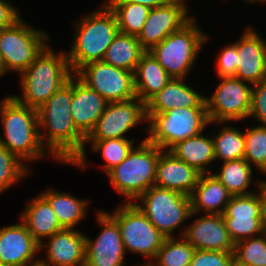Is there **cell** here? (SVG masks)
I'll return each instance as SVG.
<instances>
[{"label": "cell", "instance_id": "41", "mask_svg": "<svg viewBox=\"0 0 266 266\" xmlns=\"http://www.w3.org/2000/svg\"><path fill=\"white\" fill-rule=\"evenodd\" d=\"M21 17L9 2L0 0V30L15 25Z\"/></svg>", "mask_w": 266, "mask_h": 266}, {"label": "cell", "instance_id": "45", "mask_svg": "<svg viewBox=\"0 0 266 266\" xmlns=\"http://www.w3.org/2000/svg\"><path fill=\"white\" fill-rule=\"evenodd\" d=\"M229 266H248L247 264L241 263L239 262L237 259H235L234 257L232 258Z\"/></svg>", "mask_w": 266, "mask_h": 266}, {"label": "cell", "instance_id": "36", "mask_svg": "<svg viewBox=\"0 0 266 266\" xmlns=\"http://www.w3.org/2000/svg\"><path fill=\"white\" fill-rule=\"evenodd\" d=\"M252 238L235 243L234 258L248 266H266V238Z\"/></svg>", "mask_w": 266, "mask_h": 266}, {"label": "cell", "instance_id": "42", "mask_svg": "<svg viewBox=\"0 0 266 266\" xmlns=\"http://www.w3.org/2000/svg\"><path fill=\"white\" fill-rule=\"evenodd\" d=\"M172 0H109L108 3H134L142 4L152 9L155 7H161L168 4Z\"/></svg>", "mask_w": 266, "mask_h": 266}, {"label": "cell", "instance_id": "40", "mask_svg": "<svg viewBox=\"0 0 266 266\" xmlns=\"http://www.w3.org/2000/svg\"><path fill=\"white\" fill-rule=\"evenodd\" d=\"M220 54L218 63V75L219 77H235L238 67V50L237 43L231 44L226 47Z\"/></svg>", "mask_w": 266, "mask_h": 266}, {"label": "cell", "instance_id": "18", "mask_svg": "<svg viewBox=\"0 0 266 266\" xmlns=\"http://www.w3.org/2000/svg\"><path fill=\"white\" fill-rule=\"evenodd\" d=\"M107 105L108 102L99 93L72 74L71 115L75 127L85 138L93 130Z\"/></svg>", "mask_w": 266, "mask_h": 266}, {"label": "cell", "instance_id": "44", "mask_svg": "<svg viewBox=\"0 0 266 266\" xmlns=\"http://www.w3.org/2000/svg\"><path fill=\"white\" fill-rule=\"evenodd\" d=\"M26 266H49V265L43 262V260H38L36 262L33 261L32 263H29Z\"/></svg>", "mask_w": 266, "mask_h": 266}, {"label": "cell", "instance_id": "12", "mask_svg": "<svg viewBox=\"0 0 266 266\" xmlns=\"http://www.w3.org/2000/svg\"><path fill=\"white\" fill-rule=\"evenodd\" d=\"M211 98H205L209 122L223 123L249 116L251 91L236 77H223Z\"/></svg>", "mask_w": 266, "mask_h": 266}, {"label": "cell", "instance_id": "43", "mask_svg": "<svg viewBox=\"0 0 266 266\" xmlns=\"http://www.w3.org/2000/svg\"><path fill=\"white\" fill-rule=\"evenodd\" d=\"M260 198H261V214H262V225L266 232V182L260 181L259 183Z\"/></svg>", "mask_w": 266, "mask_h": 266}, {"label": "cell", "instance_id": "21", "mask_svg": "<svg viewBox=\"0 0 266 266\" xmlns=\"http://www.w3.org/2000/svg\"><path fill=\"white\" fill-rule=\"evenodd\" d=\"M47 245L39 244V249L48 247L49 266H85L86 236L73 229H62L53 234ZM52 264V265H51Z\"/></svg>", "mask_w": 266, "mask_h": 266}, {"label": "cell", "instance_id": "2", "mask_svg": "<svg viewBox=\"0 0 266 266\" xmlns=\"http://www.w3.org/2000/svg\"><path fill=\"white\" fill-rule=\"evenodd\" d=\"M6 141L1 139L11 153L20 160H36L43 156V135L38 129L37 109L22 105L12 96L5 98L0 105Z\"/></svg>", "mask_w": 266, "mask_h": 266}, {"label": "cell", "instance_id": "46", "mask_svg": "<svg viewBox=\"0 0 266 266\" xmlns=\"http://www.w3.org/2000/svg\"><path fill=\"white\" fill-rule=\"evenodd\" d=\"M5 74V67H4V62L0 53V76Z\"/></svg>", "mask_w": 266, "mask_h": 266}, {"label": "cell", "instance_id": "15", "mask_svg": "<svg viewBox=\"0 0 266 266\" xmlns=\"http://www.w3.org/2000/svg\"><path fill=\"white\" fill-rule=\"evenodd\" d=\"M184 0H172L168 4L150 9L142 31L137 36L140 45L149 51L169 34L180 30L192 18L187 17Z\"/></svg>", "mask_w": 266, "mask_h": 266}, {"label": "cell", "instance_id": "8", "mask_svg": "<svg viewBox=\"0 0 266 266\" xmlns=\"http://www.w3.org/2000/svg\"><path fill=\"white\" fill-rule=\"evenodd\" d=\"M144 207L134 203L148 220L166 237L191 217L190 197L180 192L153 186L143 193Z\"/></svg>", "mask_w": 266, "mask_h": 266}, {"label": "cell", "instance_id": "1", "mask_svg": "<svg viewBox=\"0 0 266 266\" xmlns=\"http://www.w3.org/2000/svg\"><path fill=\"white\" fill-rule=\"evenodd\" d=\"M72 76L37 109L38 126L48 129V142L54 158L85 167V137L77 130L71 115Z\"/></svg>", "mask_w": 266, "mask_h": 266}, {"label": "cell", "instance_id": "10", "mask_svg": "<svg viewBox=\"0 0 266 266\" xmlns=\"http://www.w3.org/2000/svg\"><path fill=\"white\" fill-rule=\"evenodd\" d=\"M45 32L29 28L22 20L0 30V53L7 71H25L46 47Z\"/></svg>", "mask_w": 266, "mask_h": 266}, {"label": "cell", "instance_id": "25", "mask_svg": "<svg viewBox=\"0 0 266 266\" xmlns=\"http://www.w3.org/2000/svg\"><path fill=\"white\" fill-rule=\"evenodd\" d=\"M171 79L172 77L154 56L146 51L134 72L136 97L146 103L152 96L161 91Z\"/></svg>", "mask_w": 266, "mask_h": 266}, {"label": "cell", "instance_id": "23", "mask_svg": "<svg viewBox=\"0 0 266 266\" xmlns=\"http://www.w3.org/2000/svg\"><path fill=\"white\" fill-rule=\"evenodd\" d=\"M182 78H172L166 86L146 103V118L153 113H165L179 107H207L206 97L199 95L189 86L184 84Z\"/></svg>", "mask_w": 266, "mask_h": 266}, {"label": "cell", "instance_id": "20", "mask_svg": "<svg viewBox=\"0 0 266 266\" xmlns=\"http://www.w3.org/2000/svg\"><path fill=\"white\" fill-rule=\"evenodd\" d=\"M251 29L237 42L239 60L235 77L257 84L266 80V43Z\"/></svg>", "mask_w": 266, "mask_h": 266}, {"label": "cell", "instance_id": "7", "mask_svg": "<svg viewBox=\"0 0 266 266\" xmlns=\"http://www.w3.org/2000/svg\"><path fill=\"white\" fill-rule=\"evenodd\" d=\"M206 40L207 36L195 25L192 18L180 30L169 34L148 52L172 78L184 79Z\"/></svg>", "mask_w": 266, "mask_h": 266}, {"label": "cell", "instance_id": "38", "mask_svg": "<svg viewBox=\"0 0 266 266\" xmlns=\"http://www.w3.org/2000/svg\"><path fill=\"white\" fill-rule=\"evenodd\" d=\"M233 252L195 249L189 266H229Z\"/></svg>", "mask_w": 266, "mask_h": 266}, {"label": "cell", "instance_id": "22", "mask_svg": "<svg viewBox=\"0 0 266 266\" xmlns=\"http://www.w3.org/2000/svg\"><path fill=\"white\" fill-rule=\"evenodd\" d=\"M162 151L156 167L155 186L190 196L197 185L200 173L170 151ZM164 154V155H163Z\"/></svg>", "mask_w": 266, "mask_h": 266}, {"label": "cell", "instance_id": "47", "mask_svg": "<svg viewBox=\"0 0 266 266\" xmlns=\"http://www.w3.org/2000/svg\"><path fill=\"white\" fill-rule=\"evenodd\" d=\"M246 1H248V2H256V1H266V0H246Z\"/></svg>", "mask_w": 266, "mask_h": 266}, {"label": "cell", "instance_id": "17", "mask_svg": "<svg viewBox=\"0 0 266 266\" xmlns=\"http://www.w3.org/2000/svg\"><path fill=\"white\" fill-rule=\"evenodd\" d=\"M186 231L183 238L195 249L211 251H234V242L222 214H208L198 218Z\"/></svg>", "mask_w": 266, "mask_h": 266}, {"label": "cell", "instance_id": "19", "mask_svg": "<svg viewBox=\"0 0 266 266\" xmlns=\"http://www.w3.org/2000/svg\"><path fill=\"white\" fill-rule=\"evenodd\" d=\"M38 250L39 243L23 222L0 229V266H26Z\"/></svg>", "mask_w": 266, "mask_h": 266}, {"label": "cell", "instance_id": "39", "mask_svg": "<svg viewBox=\"0 0 266 266\" xmlns=\"http://www.w3.org/2000/svg\"><path fill=\"white\" fill-rule=\"evenodd\" d=\"M250 115L259 119L262 125H266V80L253 84L249 109Z\"/></svg>", "mask_w": 266, "mask_h": 266}, {"label": "cell", "instance_id": "34", "mask_svg": "<svg viewBox=\"0 0 266 266\" xmlns=\"http://www.w3.org/2000/svg\"><path fill=\"white\" fill-rule=\"evenodd\" d=\"M245 154L244 159L250 164L266 173V125L256 126L244 133Z\"/></svg>", "mask_w": 266, "mask_h": 266}, {"label": "cell", "instance_id": "32", "mask_svg": "<svg viewBox=\"0 0 266 266\" xmlns=\"http://www.w3.org/2000/svg\"><path fill=\"white\" fill-rule=\"evenodd\" d=\"M174 239L167 237L159 249L155 259L157 265L148 263V266H189L194 254L195 248L190 245L183 237Z\"/></svg>", "mask_w": 266, "mask_h": 266}, {"label": "cell", "instance_id": "16", "mask_svg": "<svg viewBox=\"0 0 266 266\" xmlns=\"http://www.w3.org/2000/svg\"><path fill=\"white\" fill-rule=\"evenodd\" d=\"M97 216L104 230L94 241L86 236L85 266H123L125 248L117 222L106 212Z\"/></svg>", "mask_w": 266, "mask_h": 266}, {"label": "cell", "instance_id": "27", "mask_svg": "<svg viewBox=\"0 0 266 266\" xmlns=\"http://www.w3.org/2000/svg\"><path fill=\"white\" fill-rule=\"evenodd\" d=\"M167 150L200 174L207 173V168L204 165L206 166L215 160L213 139L201 136V134L179 141Z\"/></svg>", "mask_w": 266, "mask_h": 266}, {"label": "cell", "instance_id": "13", "mask_svg": "<svg viewBox=\"0 0 266 266\" xmlns=\"http://www.w3.org/2000/svg\"><path fill=\"white\" fill-rule=\"evenodd\" d=\"M137 102H134V101ZM146 118V107L137 97L119 102H109L104 113L85 140H105L123 137L137 123Z\"/></svg>", "mask_w": 266, "mask_h": 266}, {"label": "cell", "instance_id": "30", "mask_svg": "<svg viewBox=\"0 0 266 266\" xmlns=\"http://www.w3.org/2000/svg\"><path fill=\"white\" fill-rule=\"evenodd\" d=\"M219 174H214L218 180L233 195H249L247 188L251 181V165L243 158L225 161ZM247 191V192H246Z\"/></svg>", "mask_w": 266, "mask_h": 266}, {"label": "cell", "instance_id": "4", "mask_svg": "<svg viewBox=\"0 0 266 266\" xmlns=\"http://www.w3.org/2000/svg\"><path fill=\"white\" fill-rule=\"evenodd\" d=\"M82 20L71 52L66 54L73 74L90 62L102 61L119 32L116 16L107 4Z\"/></svg>", "mask_w": 266, "mask_h": 266}, {"label": "cell", "instance_id": "9", "mask_svg": "<svg viewBox=\"0 0 266 266\" xmlns=\"http://www.w3.org/2000/svg\"><path fill=\"white\" fill-rule=\"evenodd\" d=\"M118 224L125 250L155 258L165 239L134 202L125 203L110 215Z\"/></svg>", "mask_w": 266, "mask_h": 266}, {"label": "cell", "instance_id": "11", "mask_svg": "<svg viewBox=\"0 0 266 266\" xmlns=\"http://www.w3.org/2000/svg\"><path fill=\"white\" fill-rule=\"evenodd\" d=\"M75 75L89 88L99 93L108 103L136 97L134 73L103 61L90 62Z\"/></svg>", "mask_w": 266, "mask_h": 266}, {"label": "cell", "instance_id": "37", "mask_svg": "<svg viewBox=\"0 0 266 266\" xmlns=\"http://www.w3.org/2000/svg\"><path fill=\"white\" fill-rule=\"evenodd\" d=\"M20 161L4 145L0 144V192L29 172Z\"/></svg>", "mask_w": 266, "mask_h": 266}, {"label": "cell", "instance_id": "28", "mask_svg": "<svg viewBox=\"0 0 266 266\" xmlns=\"http://www.w3.org/2000/svg\"><path fill=\"white\" fill-rule=\"evenodd\" d=\"M145 52L146 50L140 45L137 36L118 32L106 50L102 61L134 73Z\"/></svg>", "mask_w": 266, "mask_h": 266}, {"label": "cell", "instance_id": "14", "mask_svg": "<svg viewBox=\"0 0 266 266\" xmlns=\"http://www.w3.org/2000/svg\"><path fill=\"white\" fill-rule=\"evenodd\" d=\"M222 216L234 244L256 234L266 235L262 225L260 193L232 196Z\"/></svg>", "mask_w": 266, "mask_h": 266}, {"label": "cell", "instance_id": "26", "mask_svg": "<svg viewBox=\"0 0 266 266\" xmlns=\"http://www.w3.org/2000/svg\"><path fill=\"white\" fill-rule=\"evenodd\" d=\"M21 217L26 228L39 244L42 242L41 238L51 237L64 229L50 204L41 195L29 203Z\"/></svg>", "mask_w": 266, "mask_h": 266}, {"label": "cell", "instance_id": "6", "mask_svg": "<svg viewBox=\"0 0 266 266\" xmlns=\"http://www.w3.org/2000/svg\"><path fill=\"white\" fill-rule=\"evenodd\" d=\"M150 137L147 141L160 149H169L177 142L200 134L210 124L207 107H179L165 113H153L148 119Z\"/></svg>", "mask_w": 266, "mask_h": 266}, {"label": "cell", "instance_id": "35", "mask_svg": "<svg viewBox=\"0 0 266 266\" xmlns=\"http://www.w3.org/2000/svg\"><path fill=\"white\" fill-rule=\"evenodd\" d=\"M91 141L93 150L103 153V158L107 161L103 167L106 172L119 165L133 149V141L126 138H112L105 140H85V143Z\"/></svg>", "mask_w": 266, "mask_h": 266}, {"label": "cell", "instance_id": "29", "mask_svg": "<svg viewBox=\"0 0 266 266\" xmlns=\"http://www.w3.org/2000/svg\"><path fill=\"white\" fill-rule=\"evenodd\" d=\"M41 196L50 204L60 225L65 229H73L86 214L87 202L67 193L49 190Z\"/></svg>", "mask_w": 266, "mask_h": 266}, {"label": "cell", "instance_id": "3", "mask_svg": "<svg viewBox=\"0 0 266 266\" xmlns=\"http://www.w3.org/2000/svg\"><path fill=\"white\" fill-rule=\"evenodd\" d=\"M67 55H55L47 46L31 65L22 72L24 98L12 96L22 105L38 109L72 76Z\"/></svg>", "mask_w": 266, "mask_h": 266}, {"label": "cell", "instance_id": "31", "mask_svg": "<svg viewBox=\"0 0 266 266\" xmlns=\"http://www.w3.org/2000/svg\"><path fill=\"white\" fill-rule=\"evenodd\" d=\"M114 12L119 32L138 36L150 12V8L134 3H106Z\"/></svg>", "mask_w": 266, "mask_h": 266}, {"label": "cell", "instance_id": "5", "mask_svg": "<svg viewBox=\"0 0 266 266\" xmlns=\"http://www.w3.org/2000/svg\"><path fill=\"white\" fill-rule=\"evenodd\" d=\"M163 150L146 139L107 172L111 185L130 199H137L155 185L156 167Z\"/></svg>", "mask_w": 266, "mask_h": 266}, {"label": "cell", "instance_id": "24", "mask_svg": "<svg viewBox=\"0 0 266 266\" xmlns=\"http://www.w3.org/2000/svg\"><path fill=\"white\" fill-rule=\"evenodd\" d=\"M232 196L214 174H200L197 185L189 196L192 214L202 209L208 214H223ZM220 205L224 207L218 209Z\"/></svg>", "mask_w": 266, "mask_h": 266}, {"label": "cell", "instance_id": "33", "mask_svg": "<svg viewBox=\"0 0 266 266\" xmlns=\"http://www.w3.org/2000/svg\"><path fill=\"white\" fill-rule=\"evenodd\" d=\"M215 160L220 158L224 162L244 158L245 137L244 133L232 127H225L213 139Z\"/></svg>", "mask_w": 266, "mask_h": 266}]
</instances>
